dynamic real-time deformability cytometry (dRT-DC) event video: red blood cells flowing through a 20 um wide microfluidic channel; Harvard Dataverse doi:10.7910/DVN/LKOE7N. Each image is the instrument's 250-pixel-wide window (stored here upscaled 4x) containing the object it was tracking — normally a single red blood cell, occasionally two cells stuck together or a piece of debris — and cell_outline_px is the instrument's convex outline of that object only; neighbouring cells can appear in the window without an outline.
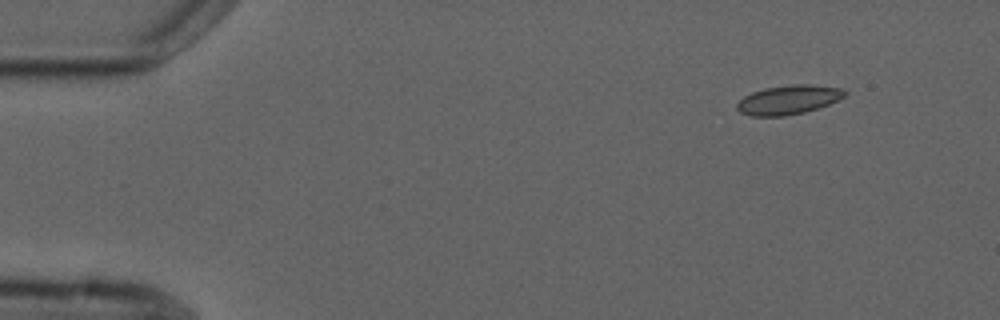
{"species": "common noctule bat (a hibernating species)", "species_latin": "Nyctalus noctula", "temperature_condition": "cold", "stored_images_in_passage": 6, "segment_of_instrument_passage": [2, 2], "camera_frame_rate_fps": 3000, "um_per_image_px": 0.085, "animal": {"sex": "male", "forearm_length_mm": 52.5}, "frame": {"image": 1, "passage_image": 6, "time_ms": 6.0, "image_size_px": [1000, 320], "cell_outline_px": [[848, 92], [844, 96], [828, 104], [804, 112], [784, 116], [752, 116], [740, 112], [736, 108], [736, 104], [744, 96], [752, 92], [764, 88], [792, 84], [808, 84], [840, 88]], "centroid_in_image_um": [66.98, 8.47], "position_along_channel_um": 18.0, "area_um2": 18.15}}